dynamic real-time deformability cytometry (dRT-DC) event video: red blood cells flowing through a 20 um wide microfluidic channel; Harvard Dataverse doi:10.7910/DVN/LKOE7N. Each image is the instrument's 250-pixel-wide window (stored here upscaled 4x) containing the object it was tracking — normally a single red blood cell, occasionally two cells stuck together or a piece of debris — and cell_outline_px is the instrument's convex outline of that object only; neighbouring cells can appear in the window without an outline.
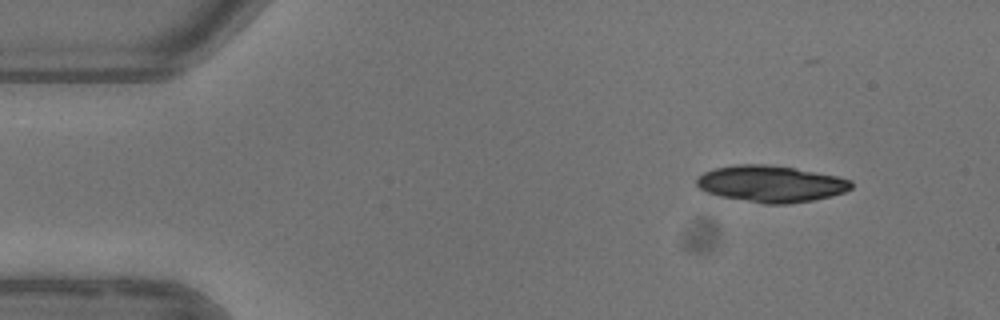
{"species": "common noctule bat (a hibernating species)", "species_latin": "Nyctalus noctula", "temperature_condition": "warm", "stored_images_in_passage": 3, "camera_frame_rate_fps": 3000, "um_per_image_px": 0.085, "animal": {"sex": "female"}, "frame": {"image": 1, "passage_image": 1, "time_ms": 0.0, "image_size_px": [1000, 320], "cell_outline_px": [[852, 188], [844, 192], [832, 196], [812, 200], [788, 204], [764, 204], [720, 196], [704, 192], [696, 184], [696, 176], [704, 172], [716, 168], [736, 164], [768, 164], [792, 168], [836, 176], [852, 180]], "centroid_in_image_um": [65.49, 15.63], "position_along_channel_um": 19.5, "area_um2": 32.95}}